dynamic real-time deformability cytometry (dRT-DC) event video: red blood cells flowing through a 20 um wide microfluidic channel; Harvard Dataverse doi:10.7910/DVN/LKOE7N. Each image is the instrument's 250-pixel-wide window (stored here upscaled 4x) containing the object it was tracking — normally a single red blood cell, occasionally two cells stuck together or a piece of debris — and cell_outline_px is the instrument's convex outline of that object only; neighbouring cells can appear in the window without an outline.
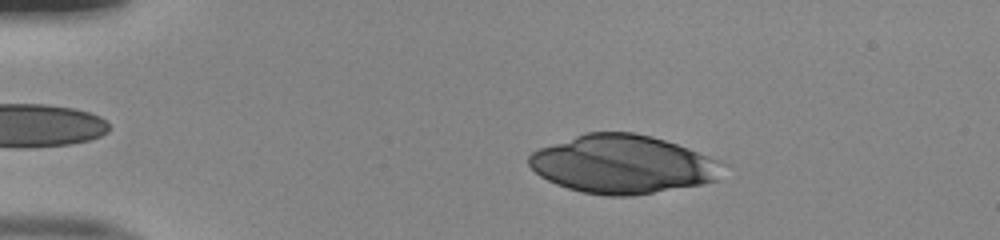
{"species": "human", "species_latin": "Homo sapiens", "temperature_condition": "room temperature", "stored_images_in_passage": 19, "camera_frame_rate_fps": 3000, "um_per_image_px": 0.085, "donor": {"sex": "male"}, "frame": {"image": 1, "passage_image": 9, "time_ms": 2.667, "image_size_px": [1000, 240], "cell_outline_px": [[716, 180], [700, 184], [632, 196], [608, 196], [580, 192], [556, 184], [540, 176], [528, 164], [528, 156], [532, 152], [540, 148], [584, 132], [632, 132], [652, 136], [688, 148], [716, 160]], "centroid_in_image_um": [52.79, 13.96], "position_along_channel_um": 32.2, "area_um2": 64.91}}